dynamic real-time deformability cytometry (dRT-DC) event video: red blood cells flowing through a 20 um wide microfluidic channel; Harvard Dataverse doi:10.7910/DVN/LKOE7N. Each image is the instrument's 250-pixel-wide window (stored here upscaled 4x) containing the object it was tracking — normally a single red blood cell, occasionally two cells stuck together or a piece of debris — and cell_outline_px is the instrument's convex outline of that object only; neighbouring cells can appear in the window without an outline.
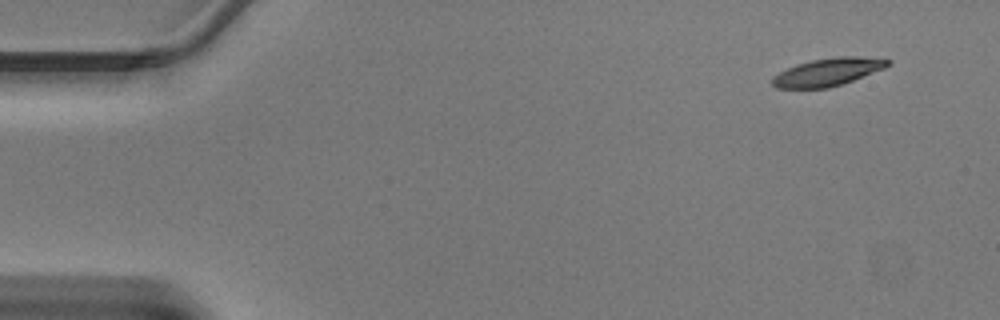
{"species": "Egyptian fruit bat (a non-hibernating species)", "species_latin": "Rousettus aegyptiacus", "temperature_condition": "warm", "stored_images_in_passage": 12, "camera_frame_rate_fps": 3000, "um_per_image_px": 0.085, "animal": {"sex": "male"}, "frame": {"image": 1, "passage_image": 1, "time_ms": 0.0, "image_size_px": [1000, 320], "cell_outline_px": [[892, 64], [884, 68], [852, 80], [828, 88], [776, 88], [772, 84], [772, 76], [796, 64], [812, 60], [840, 56], [856, 56], [892, 60]], "centroid_in_image_um": [70.35, 6.12], "position_along_channel_um": 14.6, "area_um2": 18.44}}
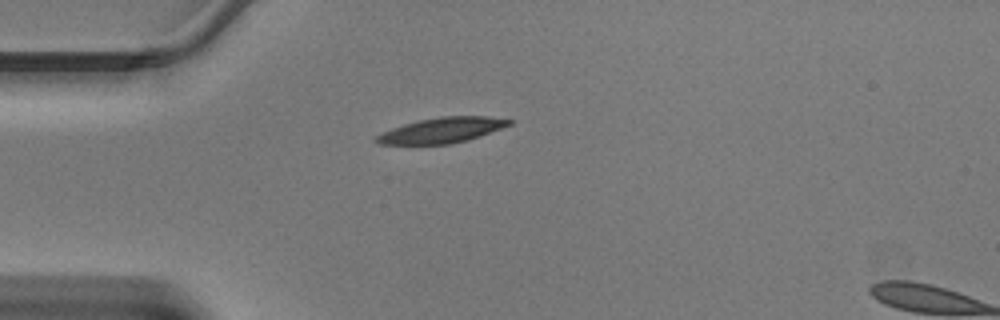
{"frame": {"image": 2, "passage_image": 10, "time_ms": 3.0, "image_size_px": [1000, 320], "cell_outline_px": [[512, 124], [480, 136], [468, 140], [452, 144], [380, 144], [372, 140], [376, 136], [392, 128], [404, 124], [420, 120], [440, 116], [484, 116], [512, 120]], "centroid_in_image_um": [37.55, 11.07], "position_along_channel_um": 47.5, "area_um2": 19.48}}